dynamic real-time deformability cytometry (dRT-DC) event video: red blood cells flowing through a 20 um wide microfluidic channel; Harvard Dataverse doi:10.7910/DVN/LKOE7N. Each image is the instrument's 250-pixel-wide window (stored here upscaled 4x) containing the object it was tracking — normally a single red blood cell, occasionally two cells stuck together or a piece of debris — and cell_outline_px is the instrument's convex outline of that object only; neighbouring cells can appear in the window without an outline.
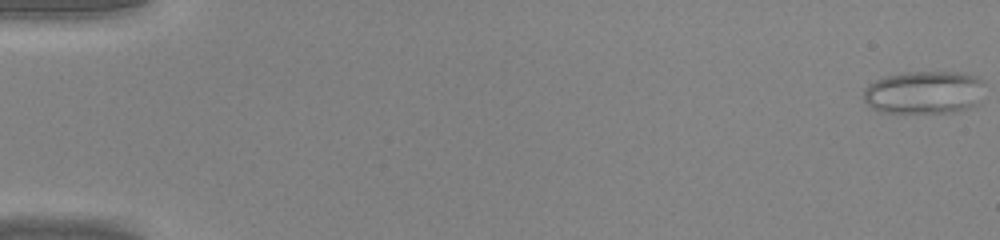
{"species": "common noctule bat (a hibernating species)", "species_latin": "Nyctalus noctula", "temperature_condition": "warm", "stored_images_in_passage": 42, "camera_frame_rate_fps": 3000, "um_per_image_px": 0.085, "animal": {"sex": "male", "body_mass_g": 20.0, "forearm_length_mm": 53.3}, "frame": {"image": 1, "passage_image": 1, "time_ms": 0.0, "image_size_px": [1000, 240], "cell_outline_px": [[984, 84], [980, 104], [976, 108], [952, 112], [880, 112], [872, 108], [864, 100], [864, 88], [868, 84], [884, 76], [904, 72], [964, 72], [980, 76], [984, 80]], "centroid_in_image_um": [78.63, 7.84], "position_along_channel_um": 6.4, "area_um2": 31.04}}
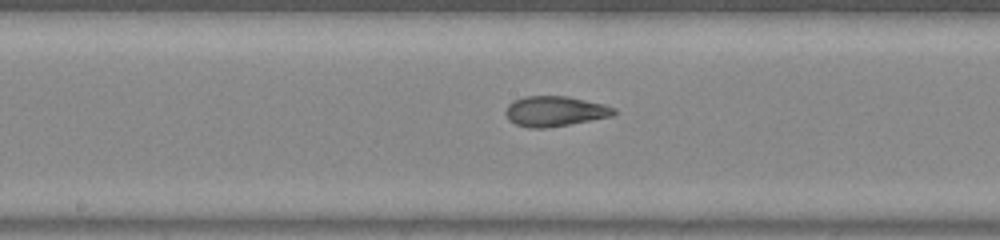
{"frame": {"image": 2, "passage_image": 25, "time_ms": 8.0, "image_size_px": [1000, 240], "cell_outline_px": [[616, 112], [612, 116], [548, 128], [528, 128], [516, 124], [508, 120], [504, 112], [508, 104], [512, 100], [524, 96], [568, 96], [604, 104], [616, 108]], "centroid_in_image_um": [47.13, 9.45], "position_along_channel_um": 201.1, "area_um2": 19.25}}
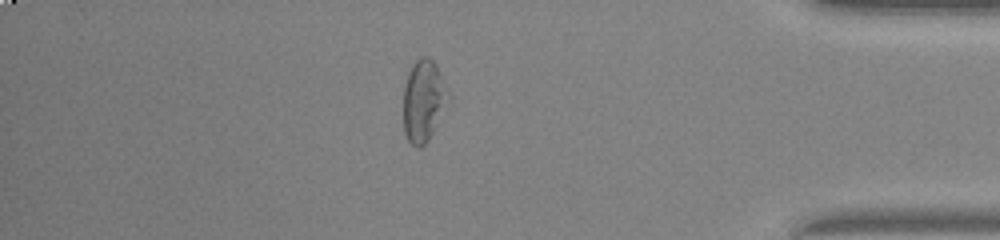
{"frame": {"image": 3, "passage_image": 40, "time_ms": 13.0, "image_size_px": [1000, 240], "cell_outline_px": [[452, 104], [428, 140], [420, 148], [416, 148], [408, 140], [404, 132], [404, 84], [408, 72], [412, 64], [420, 56], [428, 56], [436, 64], [452, 96]], "centroid_in_image_um": [36.07, 8.56], "position_along_channel_um": 399.1, "area_um2": 22.37}}